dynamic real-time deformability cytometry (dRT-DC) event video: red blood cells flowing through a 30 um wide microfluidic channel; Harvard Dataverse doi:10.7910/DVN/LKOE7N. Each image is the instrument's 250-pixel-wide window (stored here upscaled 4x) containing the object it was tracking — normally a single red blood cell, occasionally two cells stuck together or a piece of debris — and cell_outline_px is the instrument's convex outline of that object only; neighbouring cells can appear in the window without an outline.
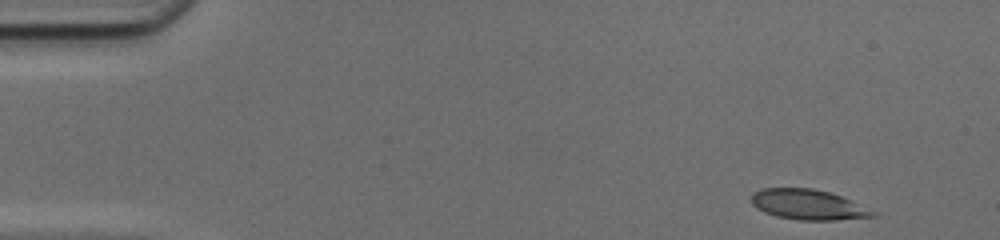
{"species": "common noctule bat (a hibernating species)", "species_latin": "Nyctalus noctula", "temperature_condition": "cold", "stored_images_in_passage": 46, "camera_frame_rate_fps": 3000, "um_per_image_px": 0.085, "animal": {"sex": "female", "body_mass_g": 17.0, "forearm_length_mm": 48.0}, "frame": {"image": 1, "passage_image": 1, "time_ms": 0.0, "image_size_px": [1000, 240], "cell_outline_px": [[880, 212], [876, 216], [836, 220], [800, 220], [776, 216], [764, 212], [756, 208], [752, 204], [752, 196], [756, 192], [764, 188], [812, 188], [828, 192], [840, 196]], "centroid_in_image_um": [68.73, 17.4], "position_along_channel_um": 16.3, "area_um2": 21.33}}
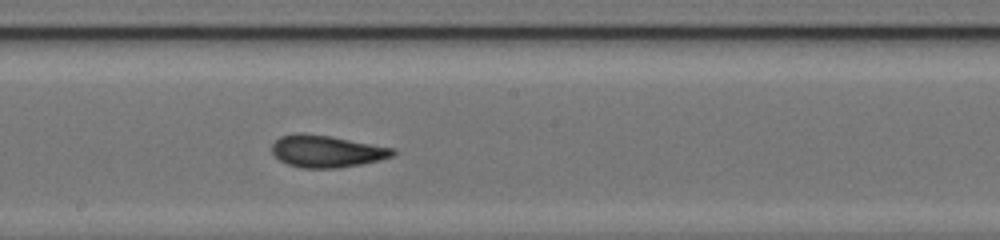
{"frame": {"image": 2, "passage_image": 24, "time_ms": 7.667, "image_size_px": [1000, 240], "cell_outline_px": [[396, 152], [392, 156], [380, 160], [340, 168], [300, 168], [288, 164], [280, 160], [272, 152], [272, 144], [280, 136], [296, 132], [304, 132], [332, 136], [396, 148]], "centroid_in_image_um": [27.77, 12.84], "position_along_channel_um": 220.4, "area_um2": 22.89}}
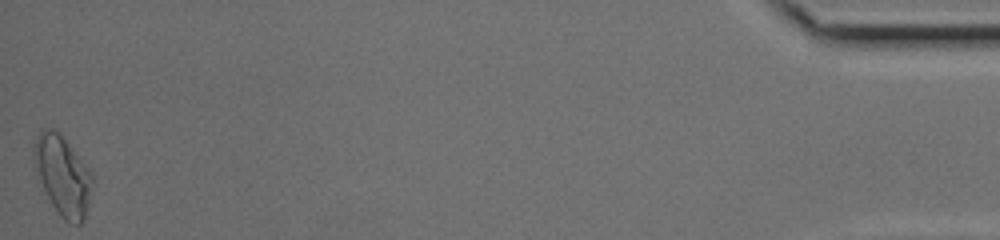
{"frame": {"image": 3, "passage_image": 46, "time_ms": 15.0, "image_size_px": [1000, 240], "cell_outline_px": [[92, 184], [84, 220], [80, 224], [72, 224], [64, 220], [60, 216], [52, 204], [36, 172], [32, 156], [32, 148], [36, 136], [40, 128], [52, 128], [64, 140], [92, 172]], "centroid_in_image_um": [5.29, 14.91], "position_along_channel_um": 429.9, "area_um2": 26.59}, "authors_computed_cell_mechanics": {"area_um2": 22.4264, "velocity_mm_per_s": 4.1904, "shape_relaxation_time_tau1_ms": 8.8246, "shape_relaxation_time_tau2_ms": 2.7554, "deformation_change_tau1": 0.2204, "deformation_change_tau2": 0.0674}}